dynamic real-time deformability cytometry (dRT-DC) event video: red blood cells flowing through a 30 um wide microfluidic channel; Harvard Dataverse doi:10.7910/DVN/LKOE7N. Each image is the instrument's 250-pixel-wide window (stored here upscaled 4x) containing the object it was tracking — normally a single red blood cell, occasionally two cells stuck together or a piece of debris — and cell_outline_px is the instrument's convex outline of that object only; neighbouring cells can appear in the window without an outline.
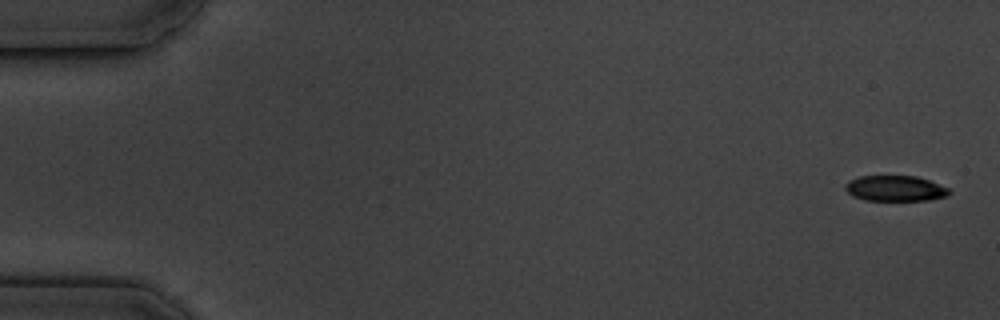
{"species": "common noctule bat (a hibernating species)", "species_latin": "Nyctalus noctula", "temperature_condition": "cold", "stored_images_in_passage": 5, "camera_frame_rate_fps": 3000, "um_per_image_px": 0.085, "animal": {"sex": "male", "body_mass_g": 19.5, "forearm_length_mm": 54.6}, "frame": {"image": 1, "passage_image": 1, "time_ms": 0.0, "image_size_px": [1000, 320], "cell_outline_px": [[952, 192], [948, 196], [928, 200], [864, 200], [852, 196], [844, 188], [844, 184], [848, 180], [860, 176], [916, 176], [928, 180], [948, 188]], "centroid_in_image_um": [76.07, 16.01], "position_along_channel_um": 8.9, "area_um2": 15.55}}
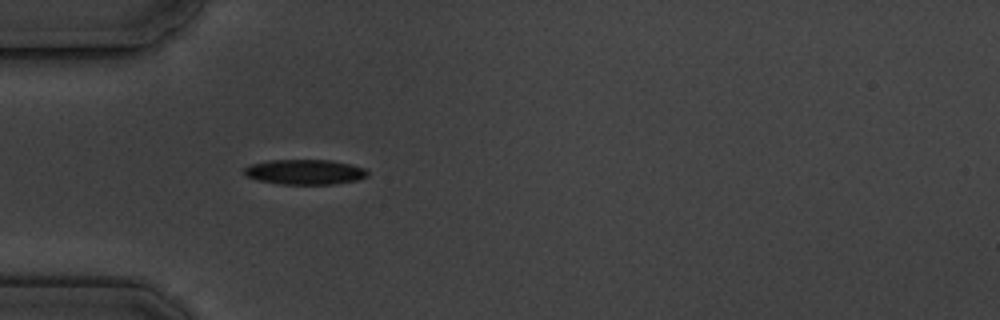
{"frame": {"image": 2, "passage_image": 5, "time_ms": 5.333, "image_size_px": [1000, 320], "cell_outline_px": [[368, 176], [356, 180], [332, 184], [280, 184], [256, 180], [248, 176], [244, 172], [244, 168], [252, 164], [268, 160], [332, 160], [352, 164], [364, 168], [368, 172]], "centroid_in_image_um": [25.93, 14.61], "position_along_channel_um": 59.1, "area_um2": 17.98}}